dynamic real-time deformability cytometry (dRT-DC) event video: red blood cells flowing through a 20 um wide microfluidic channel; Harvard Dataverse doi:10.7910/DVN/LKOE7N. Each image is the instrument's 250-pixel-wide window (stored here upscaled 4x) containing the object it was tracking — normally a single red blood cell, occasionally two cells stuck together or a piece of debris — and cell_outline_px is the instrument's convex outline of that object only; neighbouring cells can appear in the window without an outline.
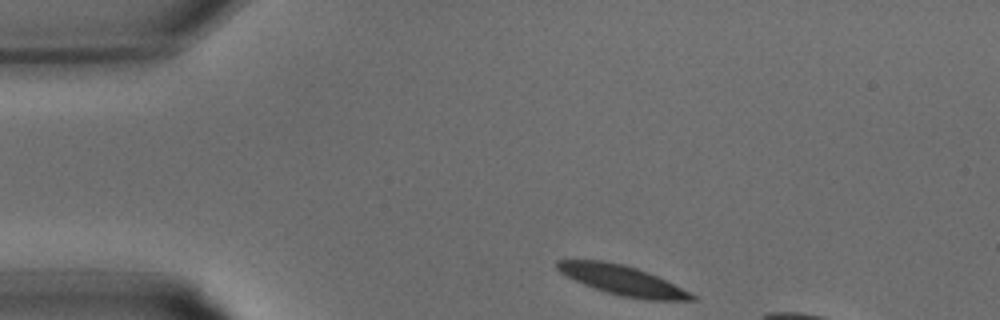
{"species": "common noctule bat (a hibernating species)", "species_latin": "Nyctalus noctula", "temperature_condition": "warm", "stored_images_in_passage": 5, "camera_frame_rate_fps": 3000, "um_per_image_px": 0.085, "animal": {"sex": "male", "body_mass_g": 15.6}, "frame": {"image": 1, "passage_image": 1, "time_ms": 0.0, "image_size_px": [1000, 320], "cell_outline_px": [[700, 300], [648, 300], [620, 296], [584, 284], [560, 272], [556, 268], [556, 260], [604, 260], [624, 264], [648, 272], [696, 296]], "centroid_in_image_um": [52.89, 23.81], "position_along_channel_um": 32.1, "area_um2": 22.83}}